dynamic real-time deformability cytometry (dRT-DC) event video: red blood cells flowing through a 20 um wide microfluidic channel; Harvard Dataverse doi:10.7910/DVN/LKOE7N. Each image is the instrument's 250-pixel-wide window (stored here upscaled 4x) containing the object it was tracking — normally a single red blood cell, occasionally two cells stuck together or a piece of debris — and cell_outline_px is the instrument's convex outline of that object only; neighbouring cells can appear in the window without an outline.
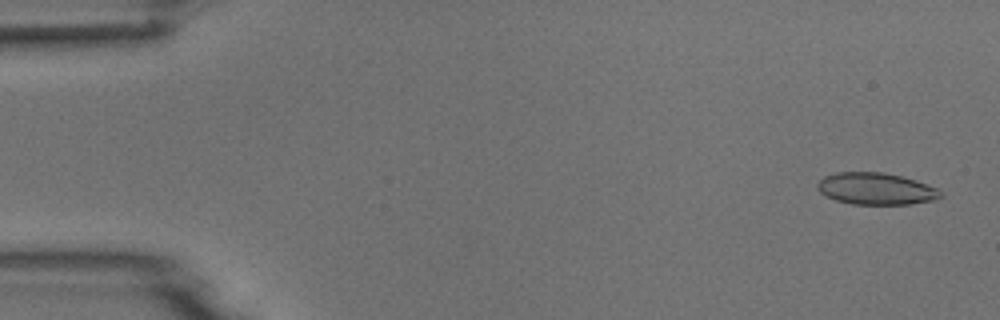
{"species": "common noctule bat (a hibernating species)", "species_latin": "Nyctalus noctula", "temperature_condition": "room temperature", "stored_images_in_passage": 4, "camera_frame_rate_fps": 3000, "um_per_image_px": 0.085, "animal": {"sex": "male", "body_mass_g": 18.8}, "frame": {"image": 1, "passage_image": 1, "time_ms": 0.0, "image_size_px": [1000, 320], "cell_outline_px": [[944, 196], [932, 200], [912, 204], [852, 204], [836, 200], [820, 192], [816, 188], [816, 184], [824, 176], [836, 172], [884, 172], [900, 176], [936, 188]], "centroid_in_image_um": [74.41, 16.04], "position_along_channel_um": 10.6, "area_um2": 22.6}}